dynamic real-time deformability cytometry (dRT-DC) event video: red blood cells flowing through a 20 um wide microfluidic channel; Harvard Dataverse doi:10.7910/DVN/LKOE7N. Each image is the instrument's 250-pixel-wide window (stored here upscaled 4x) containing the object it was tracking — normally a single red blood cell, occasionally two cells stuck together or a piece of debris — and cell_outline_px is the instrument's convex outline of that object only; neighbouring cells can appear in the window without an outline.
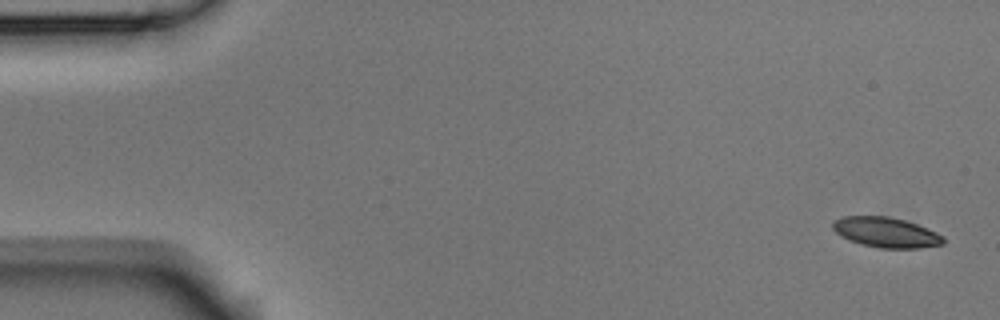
{"species": "Egyptian fruit bat (a non-hibernating species)", "species_latin": "Rousettus aegyptiacus", "temperature_condition": "room temperature", "stored_images_in_passage": 6, "segment_of_instrument_passage": [1, 2], "camera_frame_rate_fps": 3000, "um_per_image_px": 0.085, "animal": {"sex": "male"}, "frame": {"image": 1, "passage_image": 1, "time_ms": 0.0, "image_size_px": [1000, 320], "cell_outline_px": [[944, 244], [920, 248], [880, 248], [860, 244], [848, 240], [840, 236], [832, 228], [832, 220], [844, 216], [888, 216], [904, 220], [928, 228], [944, 236]], "centroid_in_image_um": [75.29, 19.75], "position_along_channel_um": 9.7, "area_um2": 19.59}}
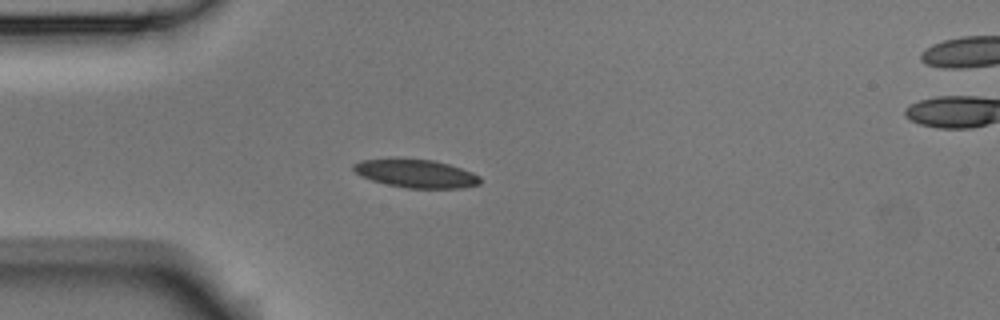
{"frame": {"image": 2, "passage_image": 5, "time_ms": 1.333, "image_size_px": [1000, 320], "cell_outline_px": [[480, 184], [460, 188], [408, 188], [388, 184], [372, 180], [360, 176], [352, 168], [352, 164], [360, 160], [432, 160], [448, 164], [472, 172], [480, 176]], "centroid_in_image_um": [35.37, 14.77], "position_along_channel_um": 49.6, "area_um2": 20.29}}